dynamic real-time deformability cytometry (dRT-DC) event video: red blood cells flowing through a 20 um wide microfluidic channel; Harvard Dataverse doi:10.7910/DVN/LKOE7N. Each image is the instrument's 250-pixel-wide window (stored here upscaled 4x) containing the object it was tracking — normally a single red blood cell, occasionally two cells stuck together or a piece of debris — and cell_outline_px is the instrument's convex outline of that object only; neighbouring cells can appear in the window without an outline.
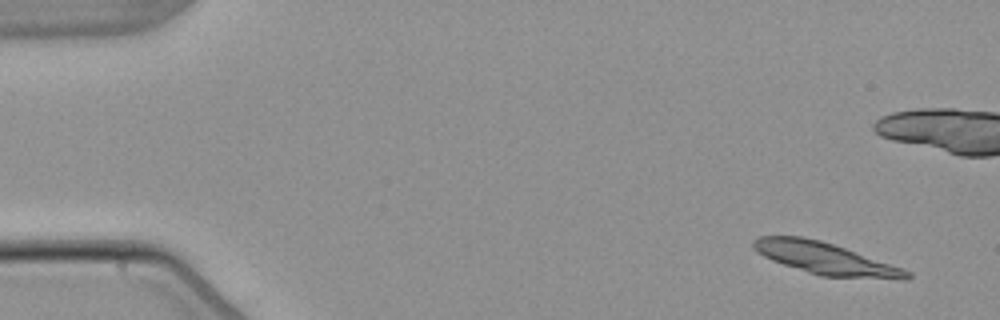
{"species": "common noctule bat (a hibernating species)", "species_latin": "Nyctalus noctula", "temperature_condition": "warm", "stored_images_in_passage": 4, "camera_frame_rate_fps": 3000, "um_per_image_px": 0.085, "animal": {"sex": "male", "body_mass_g": 21.5, "forearm_length_mm": 52.0}, "frame": {"image": 1, "passage_image": 1, "time_ms": 0.0, "image_size_px": [1000, 320], "cell_outline_px": [[912, 276], [908, 280], [900, 280], [820, 276], [772, 260], [756, 252], [752, 248], [752, 240], [760, 236], [804, 236], [820, 240], [904, 268], [912, 272]], "centroid_in_image_um": [70.2, 21.98], "position_along_channel_um": 14.8, "area_um2": 28.61}}